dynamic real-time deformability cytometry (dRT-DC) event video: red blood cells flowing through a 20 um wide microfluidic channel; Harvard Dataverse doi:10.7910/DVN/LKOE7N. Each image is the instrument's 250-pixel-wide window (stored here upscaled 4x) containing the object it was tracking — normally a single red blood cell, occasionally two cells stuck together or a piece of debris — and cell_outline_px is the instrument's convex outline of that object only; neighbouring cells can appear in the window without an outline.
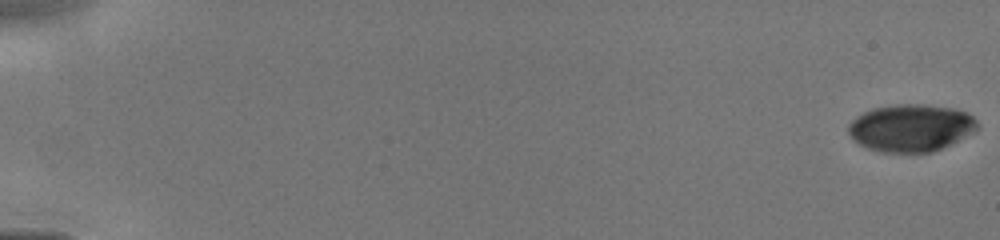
{"species": "human", "species_latin": "Homo sapiens", "temperature_condition": "cold", "stored_images_in_passage": 64, "camera_frame_rate_fps": 3000, "um_per_image_px": 0.085, "donor": {"sex": "male"}, "frame": {"image": 1, "passage_image": 1, "time_ms": 0.0, "image_size_px": [1000, 240], "cell_outline_px": [[980, 128], [976, 132], [932, 152], [880, 152], [868, 148], [852, 140], [848, 132], [848, 124], [856, 116], [872, 108], [896, 104], [924, 104], [956, 108], [968, 112], [976, 120]], "centroid_in_image_um": [77.45, 10.86], "position_along_channel_um": 7.6, "area_um2": 35.95}}
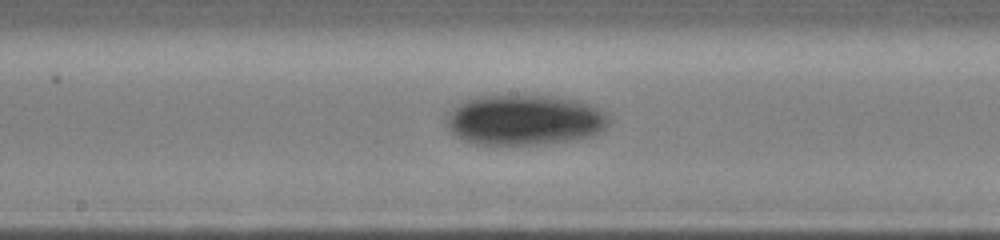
{"frame": {"image": 2, "passage_image": 36, "time_ms": 8.667, "image_size_px": [1000, 240], "cell_outline_px": [[608, 124], [600, 132], [592, 136], [568, 140], [536, 144], [476, 144], [464, 140], [452, 132], [448, 124], [448, 116], [452, 108], [460, 100], [480, 96], [556, 96], [576, 100], [592, 104], [604, 112], [608, 116]], "centroid_in_image_um": [44.59, 10.18], "position_along_channel_um": 203.6, "area_um2": 47.4}}
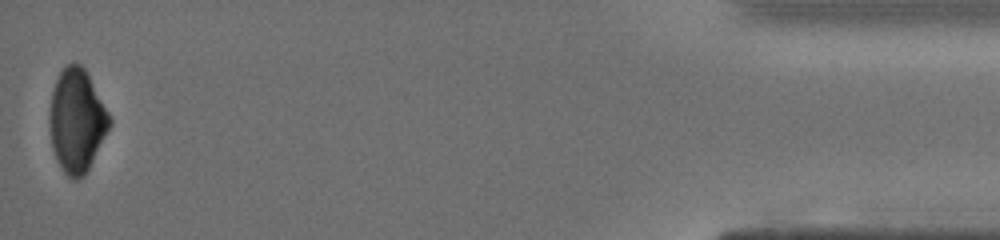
{"frame": {"image": 3, "passage_image": 64, "time_ms": 15.333, "image_size_px": [1000, 240], "cell_outline_px": [[112, 124], [84, 176], [76, 180], [72, 180], [64, 172], [56, 160], [52, 148], [48, 120], [48, 112], [52, 92], [56, 80], [60, 72], [72, 60], [80, 64], [84, 68], [108, 112], [112, 120]], "centroid_in_image_um": [6.5, 10.26], "position_along_channel_um": 428.7, "area_um2": 36.13}}